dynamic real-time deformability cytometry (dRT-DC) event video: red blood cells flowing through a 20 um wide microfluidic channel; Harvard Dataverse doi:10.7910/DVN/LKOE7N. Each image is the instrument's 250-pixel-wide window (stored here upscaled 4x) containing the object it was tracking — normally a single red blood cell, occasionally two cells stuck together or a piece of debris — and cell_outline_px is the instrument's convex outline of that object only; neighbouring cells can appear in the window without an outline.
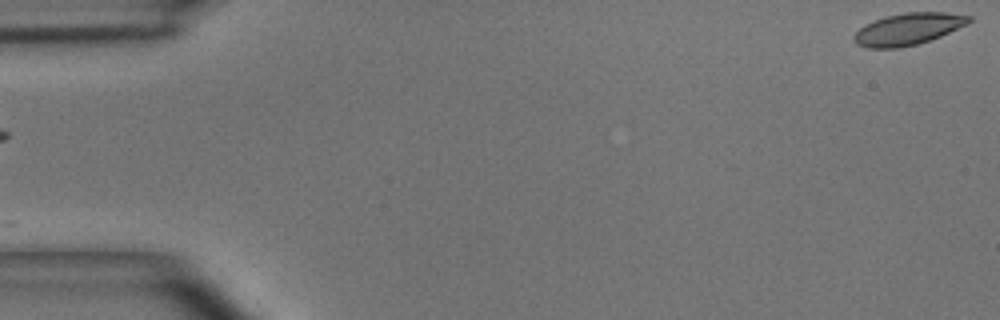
{"species": "common noctule bat (a hibernating species)", "species_latin": "Nyctalus noctula", "temperature_condition": "room temperature", "stored_images_in_passage": 49, "camera_frame_rate_fps": 3000, "um_per_image_px": 0.085, "animal": {"sex": "male", "body_mass_g": 15.6}, "frame": {"image": 1, "passage_image": 1, "time_ms": 0.0, "image_size_px": [1000, 320], "cell_outline_px": [[972, 20], [968, 24], [940, 36], [916, 44], [900, 48], [868, 48], [856, 44], [852, 40], [852, 36], [860, 28], [876, 20], [888, 16], [904, 12], [944, 12], [972, 16]], "centroid_in_image_um": [77.2, 2.47], "position_along_channel_um": 7.8, "area_um2": 21.15}}
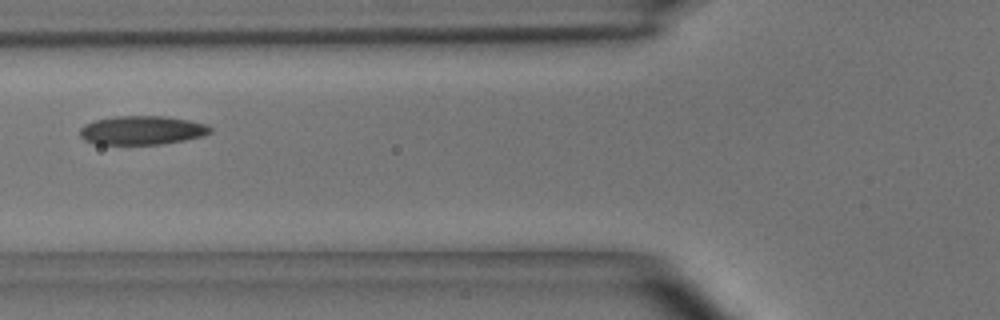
{"frame": {"image": 2, "passage_image": 19, "time_ms": 6.0, "image_size_px": [1000, 320], "cell_outline_px": [[212, 132], [204, 136], [184, 140], [160, 144], [96, 144], [84, 140], [80, 136], [80, 128], [84, 124], [96, 120], [116, 116], [168, 116], [208, 124], [212, 128]], "centroid_in_image_um": [12.09, 11.07], "position_along_channel_um": 113.7, "area_um2": 22.02}}
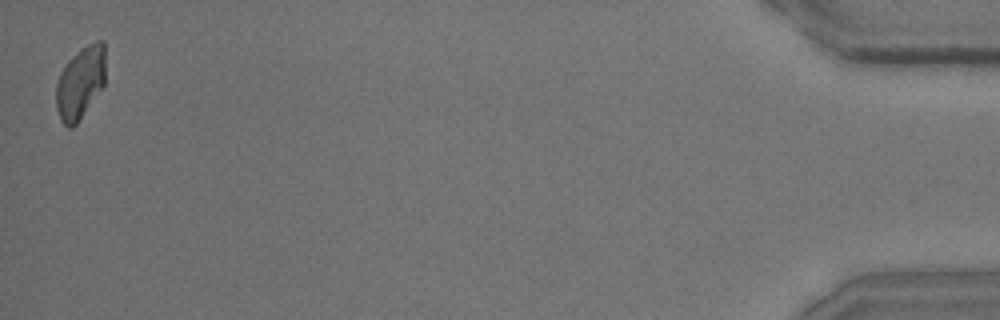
{"frame": {"image": 3, "passage_image": 49, "time_ms": 16.0, "image_size_px": [1000, 320], "cell_outline_px": [[104, 84], [76, 124], [72, 128], [68, 128], [60, 120], [56, 108], [56, 84], [60, 72], [68, 60], [72, 56], [88, 44], [96, 40], [104, 40]], "centroid_in_image_um": [6.8, 7.03], "position_along_channel_um": 428.4, "area_um2": 20.58}, "authors_computed_cell_mechanics": {"area_um2": 21.675, "velocity_mm_per_s": 4.0335, "shape_relaxation_time_tau1_ms": 4.122, "shape_relaxation_time_tau2_ms": 2.4363, "deformation_change_tau1": 0.1285, "deformation_change_tau2": 0.0901}}